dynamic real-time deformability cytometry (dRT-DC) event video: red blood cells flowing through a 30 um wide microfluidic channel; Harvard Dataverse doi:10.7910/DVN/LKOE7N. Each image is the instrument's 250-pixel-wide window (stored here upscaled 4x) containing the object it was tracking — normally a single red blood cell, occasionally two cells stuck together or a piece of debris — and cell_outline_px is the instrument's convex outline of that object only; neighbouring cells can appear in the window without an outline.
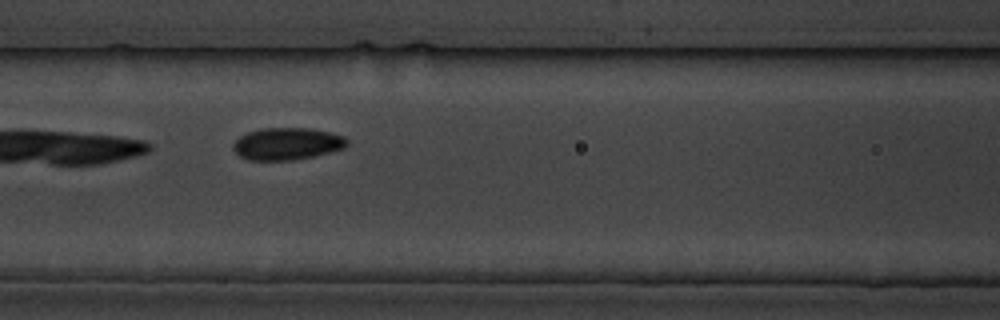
{"species": "common noctule bat (a hibernating species)", "species_latin": "Nyctalus noctula", "temperature_condition": "cold", "stored_images_in_passage": 6, "camera_frame_rate_fps": 3000, "um_per_image_px": 0.085, "animal": {"sex": "male", "body_mass_g": 19.5, "forearm_length_mm": 54.6}, "frame": {"image": 1, "passage_image": 4, "time_ms": 3.333, "image_size_px": [1000, 320], "cell_outline_px": [[348, 144], [344, 148], [312, 156], [292, 160], [248, 160], [240, 156], [232, 148], [232, 144], [240, 136], [248, 132], [264, 128], [312, 128], [344, 136], [348, 140]], "centroid_in_image_um": [24.39, 12.21], "position_along_channel_um": 142.2, "area_um2": 21.21}}
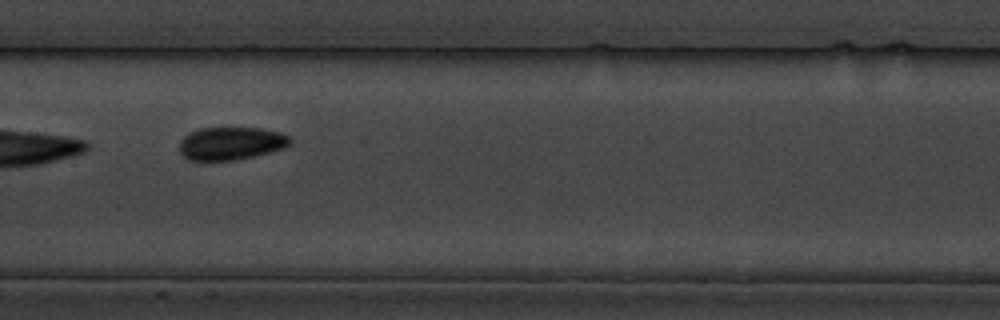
{"frame": {"image": 2, "passage_image": 5, "time_ms": 4.667, "image_size_px": [1000, 320], "cell_outline_px": [[292, 140], [284, 148], [236, 160], [204, 164], [188, 160], [180, 152], [180, 140], [184, 136], [200, 128], [260, 128], [280, 132], [288, 136]], "centroid_in_image_um": [19.56, 12.23], "position_along_channel_um": 187.8, "area_um2": 21.68}}